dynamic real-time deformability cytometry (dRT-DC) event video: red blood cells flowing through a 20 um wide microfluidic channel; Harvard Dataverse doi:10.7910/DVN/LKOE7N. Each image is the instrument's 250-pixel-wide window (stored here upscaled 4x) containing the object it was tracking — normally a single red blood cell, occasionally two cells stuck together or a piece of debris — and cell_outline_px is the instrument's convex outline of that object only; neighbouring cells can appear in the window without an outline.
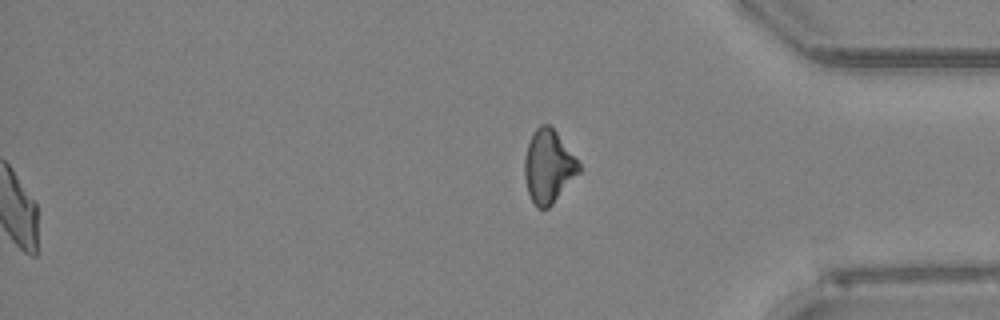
{"species": "Egyptian fruit bat (a non-hibernating species)", "species_latin": "Rousettus aegyptiacus", "temperature_condition": "room temperature", "stored_images_in_passage": 51, "segment_of_instrument_passage": [2, 2], "camera_frame_rate_fps": 3000, "um_per_image_px": 0.085, "animal": {"sex": "female"}, "frame": {"image": 1, "passage_image": 51, "time_ms": 16.667, "image_size_px": [1000, 320], "cell_outline_px": [[580, 172], [552, 204], [548, 208], [536, 208], [528, 192], [524, 176], [524, 156], [532, 132], [540, 124], [548, 124], [556, 132], [580, 164]], "centroid_in_image_um": [46.59, 14.15], "position_along_channel_um": 388.6, "area_um2": 22.95}}